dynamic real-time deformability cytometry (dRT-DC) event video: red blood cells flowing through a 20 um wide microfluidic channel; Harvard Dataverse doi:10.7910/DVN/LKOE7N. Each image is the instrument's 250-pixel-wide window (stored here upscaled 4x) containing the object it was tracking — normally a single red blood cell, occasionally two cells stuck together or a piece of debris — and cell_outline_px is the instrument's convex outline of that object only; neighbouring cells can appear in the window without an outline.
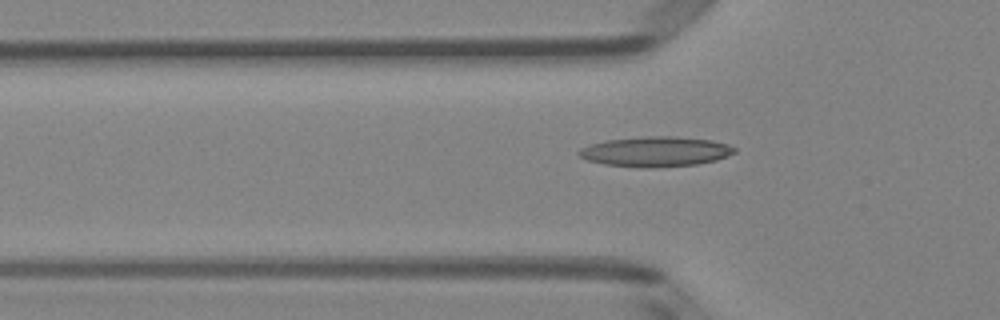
{"species": "Egyptian fruit bat (a non-hibernating species)", "species_latin": "Rousettus aegyptiacus", "temperature_condition": "room temperature", "stored_images_in_passage": 51, "segment_of_instrument_passage": [1, 2], "camera_frame_rate_fps": 3000, "um_per_image_px": 0.085, "animal": {"sex": "female"}, "frame": {"image": 1, "passage_image": 16, "time_ms": 5.0, "image_size_px": [1000, 320], "cell_outline_px": [[736, 152], [728, 156], [716, 160], [696, 164], [652, 168], [644, 168], [604, 164], [588, 160], [580, 156], [576, 152], [580, 148], [592, 144], [608, 140], [648, 136], [672, 136], [712, 140], [728, 144], [736, 148]], "centroid_in_image_um": [55.75, 12.89], "position_along_channel_um": 70.1, "area_um2": 27.17}}
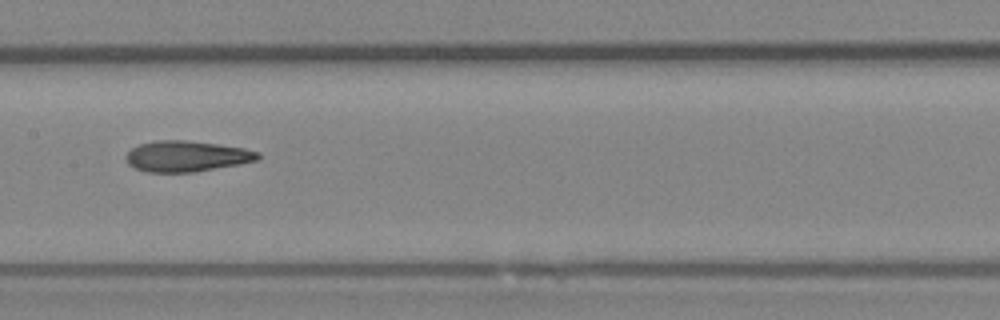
{"frame": {"image": 2, "passage_image": 25, "time_ms": 8.0, "image_size_px": [1000, 320], "cell_outline_px": [[260, 156], [256, 160], [240, 164], [192, 172], [148, 172], [136, 168], [128, 164], [124, 160], [124, 156], [132, 148], [140, 144], [156, 140], [184, 140], [216, 144], [244, 148], [260, 152]], "centroid_in_image_um": [15.83, 13.28], "position_along_channel_um": 191.6, "area_um2": 23.58}}
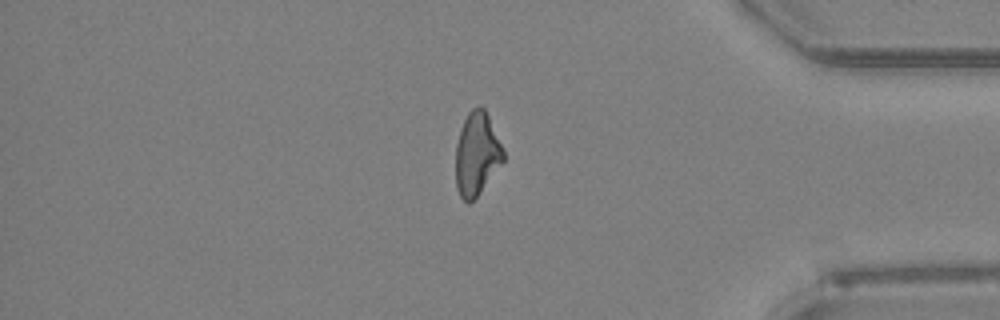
{"frame": {"image": 3, "passage_image": 42, "time_ms": 13.667, "image_size_px": [1000, 320], "cell_outline_px": [[504, 160], [476, 196], [468, 204], [460, 196], [456, 188], [456, 144], [460, 128], [468, 112], [472, 108], [484, 108], [504, 148]], "centroid_in_image_um": [40.52, 13.07], "position_along_channel_um": 394.7, "area_um2": 22.77}}